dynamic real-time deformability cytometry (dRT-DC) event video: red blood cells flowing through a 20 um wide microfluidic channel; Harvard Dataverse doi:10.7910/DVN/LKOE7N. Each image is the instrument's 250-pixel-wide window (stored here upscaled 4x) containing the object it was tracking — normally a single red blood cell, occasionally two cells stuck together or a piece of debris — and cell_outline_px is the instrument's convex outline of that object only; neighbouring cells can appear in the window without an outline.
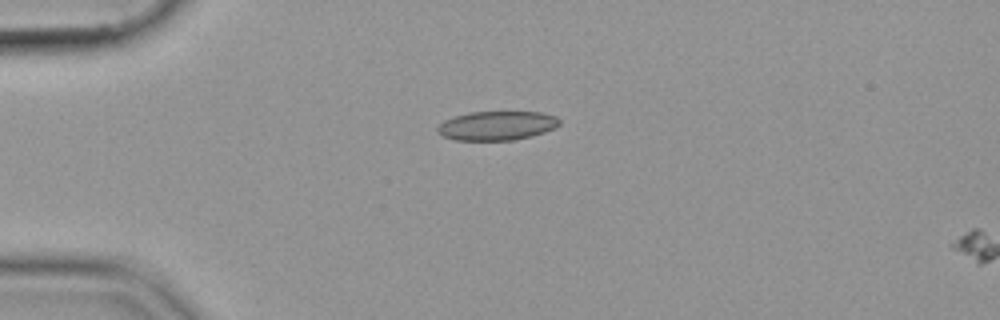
{"species": "common noctule bat (a hibernating species)", "species_latin": "Nyctalus noctula", "temperature_condition": "cold", "stored_images_in_passage": 2, "camera_frame_rate_fps": 3000, "um_per_image_px": 0.085, "animal": {"sex": "female", "body_mass_g": 19.9}, "frame": {"image": 1, "passage_image": 1, "time_ms": 0.0, "image_size_px": [1000, 320], "cell_outline_px": [[560, 124], [556, 128], [532, 136], [512, 140], [456, 140], [444, 136], [436, 132], [436, 128], [444, 120], [468, 112], [540, 112], [556, 116], [560, 120]], "centroid_in_image_um": [42.25, 10.68], "position_along_channel_um": 42.8, "area_um2": 20.69}}